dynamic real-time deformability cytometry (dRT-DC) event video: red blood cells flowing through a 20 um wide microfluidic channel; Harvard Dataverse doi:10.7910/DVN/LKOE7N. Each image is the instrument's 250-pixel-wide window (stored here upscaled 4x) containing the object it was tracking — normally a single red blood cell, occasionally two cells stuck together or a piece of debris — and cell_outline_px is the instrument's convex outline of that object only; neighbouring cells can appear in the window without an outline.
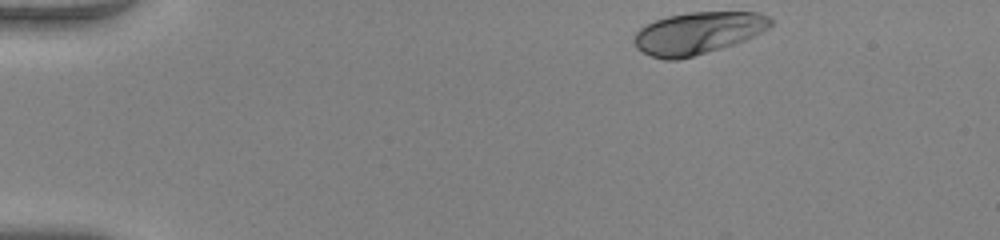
{"species": "human", "species_latin": "Homo sapiens", "temperature_condition": "warm", "stored_images_in_passage": 44, "camera_frame_rate_fps": 3000, "um_per_image_px": 0.085, "donor": {"sex": "female"}, "frame": {"image": 1, "passage_image": 1, "time_ms": 0.0, "image_size_px": [1000, 240], "cell_outline_px": [[772, 24], [768, 28], [744, 40], [720, 48], [692, 56], [676, 60], [664, 60], [652, 56], [636, 48], [632, 40], [636, 32], [640, 28], [656, 20], [668, 16], [692, 12], [756, 12], [768, 16], [772, 20]], "centroid_in_image_um": [59.29, 2.81], "position_along_channel_um": 25.7, "area_um2": 33.06}}
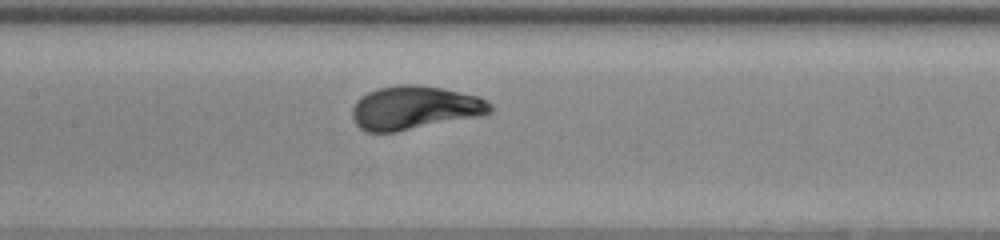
{"frame": {"image": 2, "passage_image": 19, "time_ms": 6.0, "image_size_px": [1000, 240], "cell_outline_px": [[492, 112], [480, 116], [396, 132], [364, 132], [356, 124], [352, 116], [352, 108], [356, 100], [368, 92], [380, 88], [400, 84], [420, 84], [480, 96], [492, 104]], "centroid_in_image_um": [35.25, 9.16], "position_along_channel_um": 172.2, "area_um2": 35.14}}
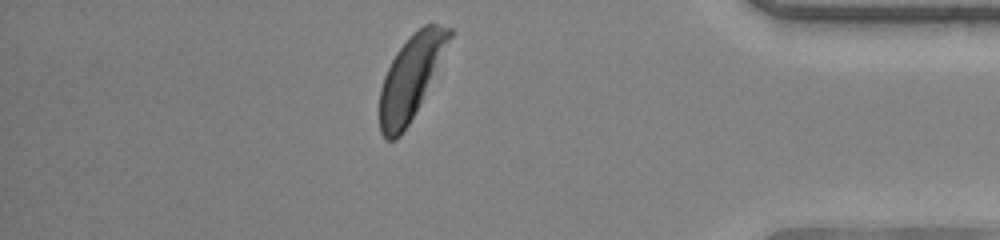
{"frame": {"image": 3, "passage_image": 38, "time_ms": 12.333, "image_size_px": [1000, 240], "cell_outline_px": [[452, 36], [408, 124], [400, 136], [396, 140], [388, 140], [380, 132], [380, 88], [384, 76], [396, 52], [424, 24], [436, 24], [452, 28]], "centroid_in_image_um": [34.88, 6.58], "position_along_channel_um": 400.3, "area_um2": 32.19}, "authors_computed_cell_mechanics": {"area_um2": 34.2465, "velocity_mm_per_s": 4.0461, "shape_relaxation_time_tau1_ms": 2.1198, "shape_relaxation_time_tau2_ms": null, "deformation_change_tau1": 0.1691, "deformation_change_tau2": null}}